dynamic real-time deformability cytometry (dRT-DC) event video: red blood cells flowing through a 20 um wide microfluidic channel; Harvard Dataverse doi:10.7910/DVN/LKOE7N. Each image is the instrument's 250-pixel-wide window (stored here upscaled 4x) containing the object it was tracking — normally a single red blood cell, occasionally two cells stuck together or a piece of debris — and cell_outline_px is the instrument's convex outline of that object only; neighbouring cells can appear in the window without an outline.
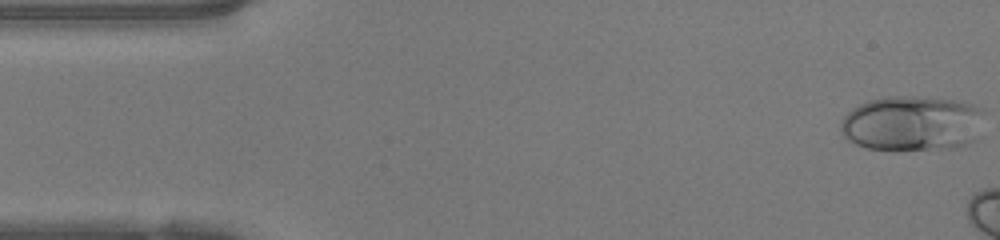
{"species": "human", "species_latin": "Homo sapiens", "temperature_condition": "warm", "stored_images_in_passage": 13, "camera_frame_rate_fps": 3000, "um_per_image_px": 0.085, "donor": {"sex": "female"}, "frame": {"image": 1, "passage_image": 1, "time_ms": 0.0, "image_size_px": [1000, 240], "cell_outline_px": [[976, 112], [964, 144], [956, 148], [896, 152], [868, 148], [856, 144], [848, 140], [840, 128], [840, 124], [844, 116], [852, 108], [868, 100], [888, 96], [912, 96], [948, 100], [972, 104], [976, 108]], "centroid_in_image_um": [77.24, 10.52], "position_along_channel_um": 7.8, "area_um2": 44.51}}